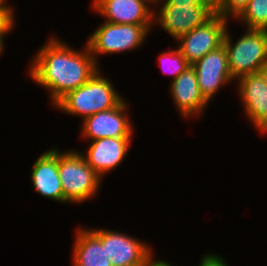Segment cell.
I'll return each instance as SVG.
<instances>
[{"instance_id":"cell-21","label":"cell","mask_w":267,"mask_h":266,"mask_svg":"<svg viewBox=\"0 0 267 266\" xmlns=\"http://www.w3.org/2000/svg\"><path fill=\"white\" fill-rule=\"evenodd\" d=\"M158 1V0H154ZM164 5L171 6H194V5H215V0H166Z\"/></svg>"},{"instance_id":"cell-17","label":"cell","mask_w":267,"mask_h":266,"mask_svg":"<svg viewBox=\"0 0 267 266\" xmlns=\"http://www.w3.org/2000/svg\"><path fill=\"white\" fill-rule=\"evenodd\" d=\"M238 17L249 29L267 30V0H250Z\"/></svg>"},{"instance_id":"cell-16","label":"cell","mask_w":267,"mask_h":266,"mask_svg":"<svg viewBox=\"0 0 267 266\" xmlns=\"http://www.w3.org/2000/svg\"><path fill=\"white\" fill-rule=\"evenodd\" d=\"M74 247V266H112L101 240L91 230H80Z\"/></svg>"},{"instance_id":"cell-13","label":"cell","mask_w":267,"mask_h":266,"mask_svg":"<svg viewBox=\"0 0 267 266\" xmlns=\"http://www.w3.org/2000/svg\"><path fill=\"white\" fill-rule=\"evenodd\" d=\"M245 110L258 129L267 131V85L262 75L252 73L239 78Z\"/></svg>"},{"instance_id":"cell-24","label":"cell","mask_w":267,"mask_h":266,"mask_svg":"<svg viewBox=\"0 0 267 266\" xmlns=\"http://www.w3.org/2000/svg\"><path fill=\"white\" fill-rule=\"evenodd\" d=\"M259 73L262 75L264 82L267 85V64L260 69Z\"/></svg>"},{"instance_id":"cell-10","label":"cell","mask_w":267,"mask_h":266,"mask_svg":"<svg viewBox=\"0 0 267 266\" xmlns=\"http://www.w3.org/2000/svg\"><path fill=\"white\" fill-rule=\"evenodd\" d=\"M123 101L112 109L86 117L83 124L84 136L93 141L105 137H130L132 129L123 113L126 108V103Z\"/></svg>"},{"instance_id":"cell-3","label":"cell","mask_w":267,"mask_h":266,"mask_svg":"<svg viewBox=\"0 0 267 266\" xmlns=\"http://www.w3.org/2000/svg\"><path fill=\"white\" fill-rule=\"evenodd\" d=\"M229 37L226 30L223 44L232 78L257 73L267 64V30L249 29L233 46Z\"/></svg>"},{"instance_id":"cell-23","label":"cell","mask_w":267,"mask_h":266,"mask_svg":"<svg viewBox=\"0 0 267 266\" xmlns=\"http://www.w3.org/2000/svg\"><path fill=\"white\" fill-rule=\"evenodd\" d=\"M151 253L147 256L144 262V266H171L163 261H152L151 260Z\"/></svg>"},{"instance_id":"cell-5","label":"cell","mask_w":267,"mask_h":266,"mask_svg":"<svg viewBox=\"0 0 267 266\" xmlns=\"http://www.w3.org/2000/svg\"><path fill=\"white\" fill-rule=\"evenodd\" d=\"M149 26L105 22L91 35L87 45L91 54L115 53L134 49L142 43Z\"/></svg>"},{"instance_id":"cell-2","label":"cell","mask_w":267,"mask_h":266,"mask_svg":"<svg viewBox=\"0 0 267 266\" xmlns=\"http://www.w3.org/2000/svg\"><path fill=\"white\" fill-rule=\"evenodd\" d=\"M98 73L97 71L85 84L68 92L56 106L70 114L84 115L85 118L116 107L123 99L111 83Z\"/></svg>"},{"instance_id":"cell-25","label":"cell","mask_w":267,"mask_h":266,"mask_svg":"<svg viewBox=\"0 0 267 266\" xmlns=\"http://www.w3.org/2000/svg\"><path fill=\"white\" fill-rule=\"evenodd\" d=\"M7 31H0V53L2 51V37L4 36V34L6 33Z\"/></svg>"},{"instance_id":"cell-4","label":"cell","mask_w":267,"mask_h":266,"mask_svg":"<svg viewBox=\"0 0 267 266\" xmlns=\"http://www.w3.org/2000/svg\"><path fill=\"white\" fill-rule=\"evenodd\" d=\"M58 171L64 202H81L96 193L100 176L78 152L60 154L58 151Z\"/></svg>"},{"instance_id":"cell-6","label":"cell","mask_w":267,"mask_h":266,"mask_svg":"<svg viewBox=\"0 0 267 266\" xmlns=\"http://www.w3.org/2000/svg\"><path fill=\"white\" fill-rule=\"evenodd\" d=\"M226 18L215 14L204 25L196 27L189 33L181 35L179 51L186 61L192 65L210 51L223 44L226 29Z\"/></svg>"},{"instance_id":"cell-19","label":"cell","mask_w":267,"mask_h":266,"mask_svg":"<svg viewBox=\"0 0 267 266\" xmlns=\"http://www.w3.org/2000/svg\"><path fill=\"white\" fill-rule=\"evenodd\" d=\"M167 60V61H171L173 66L172 67H167V70L164 72H168V68L170 69V71L174 74V78L175 79L179 74H181L182 72H184L189 66H191L186 59L184 58V56L182 55V53L179 51V49H177L176 51H171V52H166L163 53L160 56V60ZM164 66V65H163Z\"/></svg>"},{"instance_id":"cell-9","label":"cell","mask_w":267,"mask_h":266,"mask_svg":"<svg viewBox=\"0 0 267 266\" xmlns=\"http://www.w3.org/2000/svg\"><path fill=\"white\" fill-rule=\"evenodd\" d=\"M201 94L209 102L219 86L232 78L224 44L192 64Z\"/></svg>"},{"instance_id":"cell-15","label":"cell","mask_w":267,"mask_h":266,"mask_svg":"<svg viewBox=\"0 0 267 266\" xmlns=\"http://www.w3.org/2000/svg\"><path fill=\"white\" fill-rule=\"evenodd\" d=\"M171 90L175 103L184 116L196 112L201 113L208 103L201 94L197 75L192 65L173 79Z\"/></svg>"},{"instance_id":"cell-14","label":"cell","mask_w":267,"mask_h":266,"mask_svg":"<svg viewBox=\"0 0 267 266\" xmlns=\"http://www.w3.org/2000/svg\"><path fill=\"white\" fill-rule=\"evenodd\" d=\"M32 183L38 193L45 197L64 202V194L58 171V151H47L34 163Z\"/></svg>"},{"instance_id":"cell-22","label":"cell","mask_w":267,"mask_h":266,"mask_svg":"<svg viewBox=\"0 0 267 266\" xmlns=\"http://www.w3.org/2000/svg\"><path fill=\"white\" fill-rule=\"evenodd\" d=\"M200 266H227L224 260L215 255L204 256Z\"/></svg>"},{"instance_id":"cell-8","label":"cell","mask_w":267,"mask_h":266,"mask_svg":"<svg viewBox=\"0 0 267 266\" xmlns=\"http://www.w3.org/2000/svg\"><path fill=\"white\" fill-rule=\"evenodd\" d=\"M106 247V253L112 266H138L144 264L151 253L140 241L121 233L107 230H91Z\"/></svg>"},{"instance_id":"cell-18","label":"cell","mask_w":267,"mask_h":266,"mask_svg":"<svg viewBox=\"0 0 267 266\" xmlns=\"http://www.w3.org/2000/svg\"><path fill=\"white\" fill-rule=\"evenodd\" d=\"M250 0H215V14L227 18L228 14L238 16ZM230 12V13H229Z\"/></svg>"},{"instance_id":"cell-1","label":"cell","mask_w":267,"mask_h":266,"mask_svg":"<svg viewBox=\"0 0 267 266\" xmlns=\"http://www.w3.org/2000/svg\"><path fill=\"white\" fill-rule=\"evenodd\" d=\"M86 53H78L52 40L45 45L34 60L31 77L51 91L56 104L68 92L85 84L97 71L95 57L86 45Z\"/></svg>"},{"instance_id":"cell-11","label":"cell","mask_w":267,"mask_h":266,"mask_svg":"<svg viewBox=\"0 0 267 266\" xmlns=\"http://www.w3.org/2000/svg\"><path fill=\"white\" fill-rule=\"evenodd\" d=\"M146 1L154 0H95L94 7L113 24L150 25L153 14Z\"/></svg>"},{"instance_id":"cell-20","label":"cell","mask_w":267,"mask_h":266,"mask_svg":"<svg viewBox=\"0 0 267 266\" xmlns=\"http://www.w3.org/2000/svg\"><path fill=\"white\" fill-rule=\"evenodd\" d=\"M4 0H0V31H9L13 27L12 9L3 5Z\"/></svg>"},{"instance_id":"cell-7","label":"cell","mask_w":267,"mask_h":266,"mask_svg":"<svg viewBox=\"0 0 267 266\" xmlns=\"http://www.w3.org/2000/svg\"><path fill=\"white\" fill-rule=\"evenodd\" d=\"M215 15V5H163L158 21L164 30L178 39L196 27L204 25Z\"/></svg>"},{"instance_id":"cell-12","label":"cell","mask_w":267,"mask_h":266,"mask_svg":"<svg viewBox=\"0 0 267 266\" xmlns=\"http://www.w3.org/2000/svg\"><path fill=\"white\" fill-rule=\"evenodd\" d=\"M130 137H105L94 140L88 147L87 164L101 177L120 164L129 147Z\"/></svg>"}]
</instances>
